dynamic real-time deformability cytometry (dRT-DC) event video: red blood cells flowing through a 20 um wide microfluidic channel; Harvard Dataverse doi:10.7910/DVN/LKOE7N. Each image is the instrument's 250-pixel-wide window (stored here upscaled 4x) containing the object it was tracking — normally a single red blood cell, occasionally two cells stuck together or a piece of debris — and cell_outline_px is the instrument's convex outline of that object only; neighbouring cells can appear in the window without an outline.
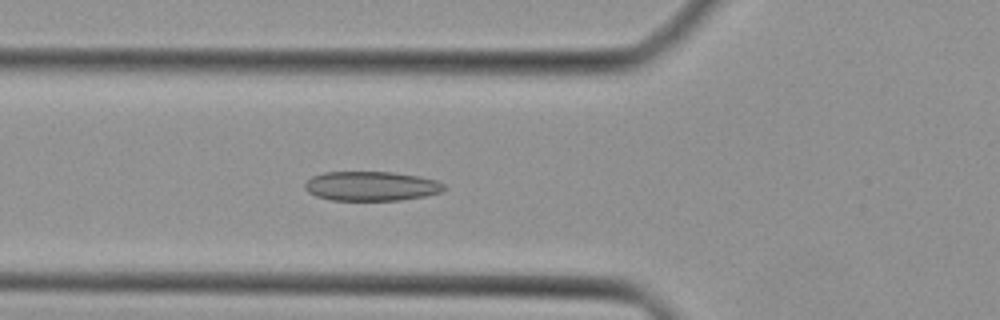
{"species": "Egyptian fruit bat (a non-hibernating species)", "species_latin": "Rousettus aegyptiacus", "temperature_condition": "cold", "stored_images_in_passage": 35, "camera_frame_rate_fps": 3000, "um_per_image_px": 0.085, "animal": {"sex": "female"}, "frame": {"image": 1, "passage_image": 7, "time_ms": 2.0, "image_size_px": [1000, 320], "cell_outline_px": [[448, 188], [440, 192], [424, 196], [400, 200], [332, 200], [316, 196], [308, 192], [304, 188], [304, 184], [312, 176], [324, 172], [392, 172], [420, 176], [436, 180], [444, 184]], "centroid_in_image_um": [31.56, 15.81], "position_along_channel_um": 94.2, "area_um2": 23.93}}
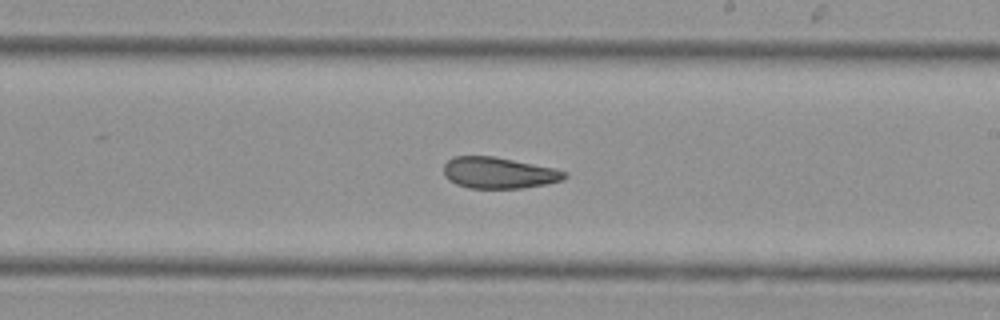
{"frame": {"image": 2, "passage_image": 17, "time_ms": 5.333, "image_size_px": [1000, 320], "cell_outline_px": [[568, 176], [564, 180], [524, 188], [468, 188], [456, 184], [448, 180], [444, 176], [444, 164], [452, 156], [492, 156], [552, 168], [568, 172]], "centroid_in_image_um": [42.36, 14.7], "position_along_channel_um": 246.6, "area_um2": 21.96}}
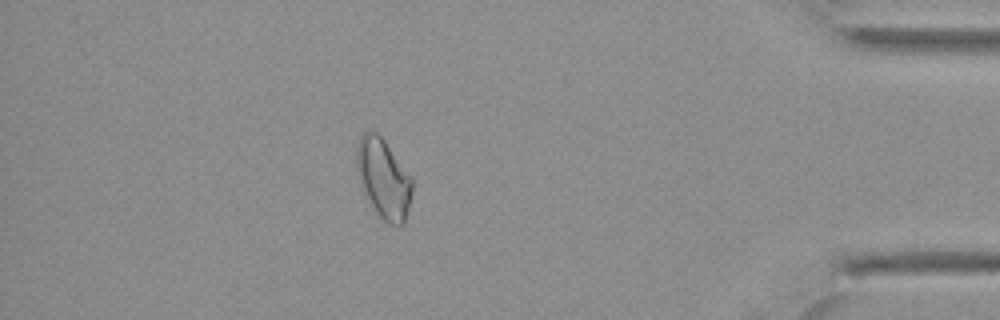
{"frame": {"image": 3, "passage_image": 30, "time_ms": 9.667, "image_size_px": [1000, 320], "cell_outline_px": [[412, 192], [404, 224], [388, 224], [372, 208], [364, 196], [356, 172], [356, 148], [360, 136], [364, 132], [376, 132], [384, 140], [412, 176]], "centroid_in_image_um": [32.57, 15.18], "position_along_channel_um": 402.6, "area_um2": 25.95}}